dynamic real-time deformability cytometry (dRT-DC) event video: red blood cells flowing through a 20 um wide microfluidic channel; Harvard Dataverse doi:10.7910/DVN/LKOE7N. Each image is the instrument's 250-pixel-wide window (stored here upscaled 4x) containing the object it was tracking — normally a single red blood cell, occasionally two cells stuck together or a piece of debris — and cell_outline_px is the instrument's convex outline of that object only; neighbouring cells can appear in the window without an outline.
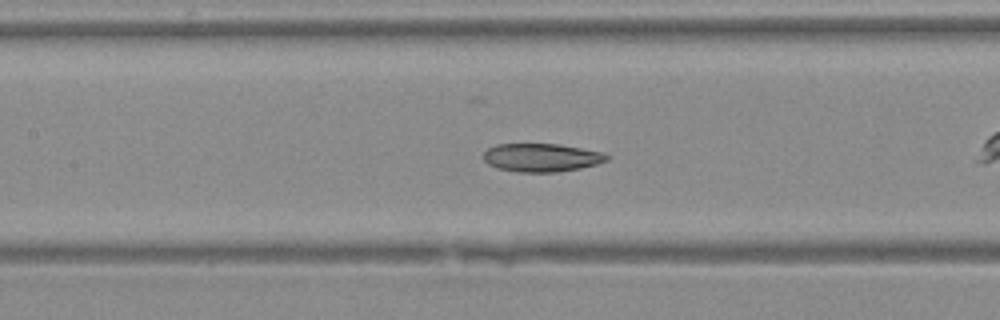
{"species": "Egyptian fruit bat (a non-hibernating species)", "species_latin": "Rousettus aegyptiacus", "temperature_condition": "warm", "stored_images_in_passage": 41, "camera_frame_rate_fps": 3000, "um_per_image_px": 0.085, "animal": {"sex": "female"}, "frame": {"image": 1, "passage_image": 18, "time_ms": 5.667, "image_size_px": [1000, 320], "cell_outline_px": [[608, 160], [596, 164], [580, 168], [556, 172], [516, 172], [496, 168], [488, 164], [484, 160], [484, 152], [488, 148], [496, 144], [560, 144], [600, 152], [608, 156]], "centroid_in_image_um": [45.98, 13.4], "position_along_channel_um": 161.4, "area_um2": 20.23}}